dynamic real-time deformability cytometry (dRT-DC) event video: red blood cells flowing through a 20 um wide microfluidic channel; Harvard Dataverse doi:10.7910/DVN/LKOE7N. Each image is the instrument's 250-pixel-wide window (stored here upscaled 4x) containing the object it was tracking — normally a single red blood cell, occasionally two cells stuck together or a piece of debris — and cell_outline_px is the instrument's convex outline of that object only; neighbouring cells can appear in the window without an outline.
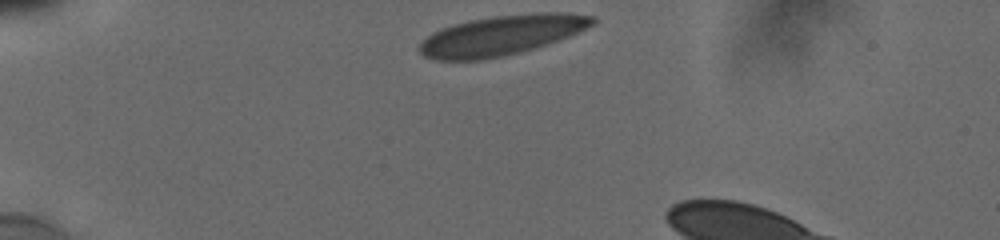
{"species": "human", "species_latin": "Homo sapiens", "temperature_condition": "cold", "stored_images_in_passage": 21, "camera_frame_rate_fps": 3000, "um_per_image_px": 0.085, "donor": {"sex": "male"}, "frame": {"image": 1, "passage_image": 1, "time_ms": 0.0, "image_size_px": [1000, 240], "cell_outline_px": [[596, 24], [568, 36], [520, 52], [504, 56], [484, 60], [436, 60], [424, 56], [416, 48], [432, 32], [452, 24], [468, 20], [496, 16], [536, 12], [568, 12], [596, 16]], "centroid_in_image_um": [42.63, 2.99], "position_along_channel_um": 42.4, "area_um2": 40.29}}
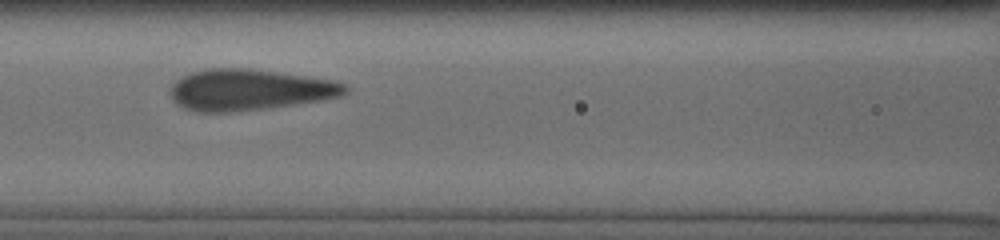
{"frame": {"image": 2, "passage_image": 8, "time_ms": 4.0, "image_size_px": [1000, 240], "cell_outline_px": [[348, 92], [340, 96], [320, 100], [264, 108], [228, 112], [196, 112], [184, 108], [176, 104], [172, 100], [172, 84], [180, 76], [192, 72], [208, 68], [248, 68], [332, 80], [348, 84]], "centroid_in_image_um": [21.17, 7.63], "position_along_channel_um": 145.4, "area_um2": 41.62}}
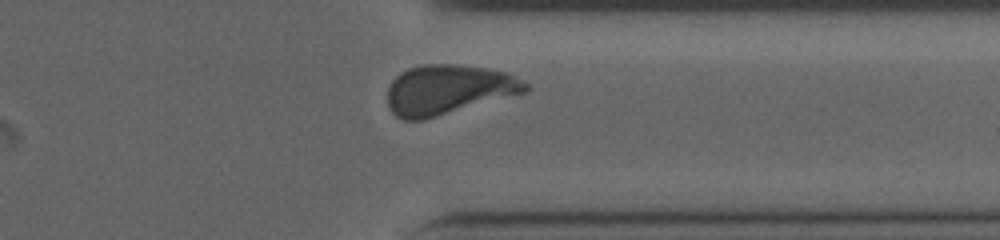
{"frame": {"image": 3, "passage_image": 19, "time_ms": 10.0, "image_size_px": [1000, 240], "cell_outline_px": [[532, 88], [528, 92], [424, 120], [404, 120], [396, 116], [388, 108], [388, 88], [392, 80], [400, 72], [408, 68], [424, 64], [456, 64], [488, 68], [508, 72], [528, 84]], "centroid_in_image_um": [38.13, 7.62], "position_along_channel_um": 373.3, "area_um2": 40.46}, "authors_computed_cell_mechanics": {"area_um2": 40.5756, "velocity_mm_per_s": 3.7912, "shape_relaxation_time_tau1_ms": 5.4291, "shape_relaxation_time_tau2_ms": null, "deformation_change_tau1": 0.145, "deformation_change_tau2": null}}